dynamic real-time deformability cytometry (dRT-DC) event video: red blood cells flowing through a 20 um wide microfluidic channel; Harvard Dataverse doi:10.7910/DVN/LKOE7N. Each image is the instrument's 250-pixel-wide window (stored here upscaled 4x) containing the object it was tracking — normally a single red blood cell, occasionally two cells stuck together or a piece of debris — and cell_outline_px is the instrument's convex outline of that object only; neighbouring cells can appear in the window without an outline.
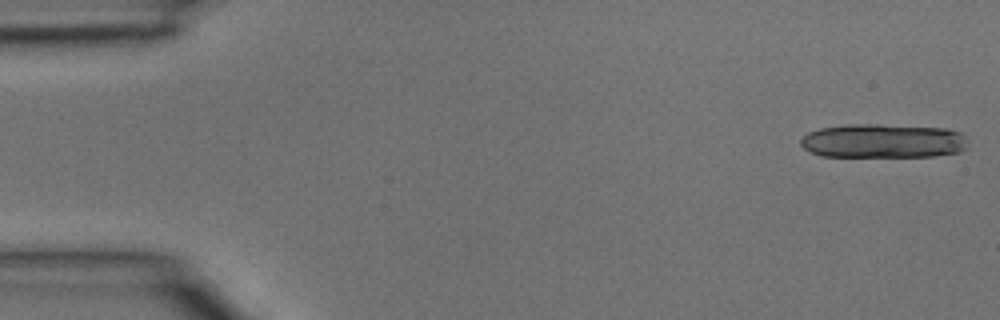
{"species": "common noctule bat (a hibernating species)", "species_latin": "Nyctalus noctula", "temperature_condition": "room temperature", "stored_images_in_passage": 15, "camera_frame_rate_fps": 3000, "um_per_image_px": 0.085, "animal": {"sex": "male", "body_mass_g": 15.6}, "frame": {"image": 1, "passage_image": 1, "time_ms": 0.0, "image_size_px": [1000, 320], "cell_outline_px": [[968, 148], [960, 152], [932, 156], [820, 156], [804, 148], [800, 144], [800, 140], [808, 132], [820, 128], [848, 124], [876, 124], [944, 128], [960, 132], [964, 136]], "centroid_in_image_um": [75.06, 11.98], "position_along_channel_um": 9.9, "area_um2": 33.23}}
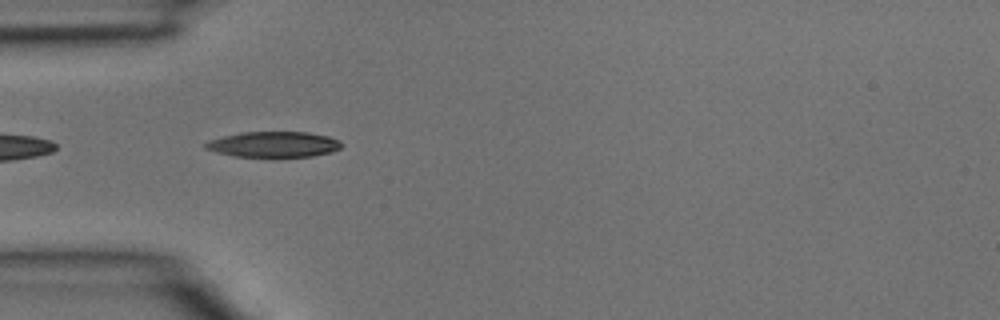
{"frame": {"image": 2, "passage_image": 12, "time_ms": 3.667, "image_size_px": [1000, 320], "cell_outline_px": [[344, 144], [340, 148], [332, 152], [312, 156], [272, 160], [236, 156], [216, 152], [204, 148], [204, 144], [208, 140], [240, 132], [308, 132], [328, 136], [340, 140]], "centroid_in_image_um": [23.28, 12.32], "position_along_channel_um": 61.7, "area_um2": 21.33}}